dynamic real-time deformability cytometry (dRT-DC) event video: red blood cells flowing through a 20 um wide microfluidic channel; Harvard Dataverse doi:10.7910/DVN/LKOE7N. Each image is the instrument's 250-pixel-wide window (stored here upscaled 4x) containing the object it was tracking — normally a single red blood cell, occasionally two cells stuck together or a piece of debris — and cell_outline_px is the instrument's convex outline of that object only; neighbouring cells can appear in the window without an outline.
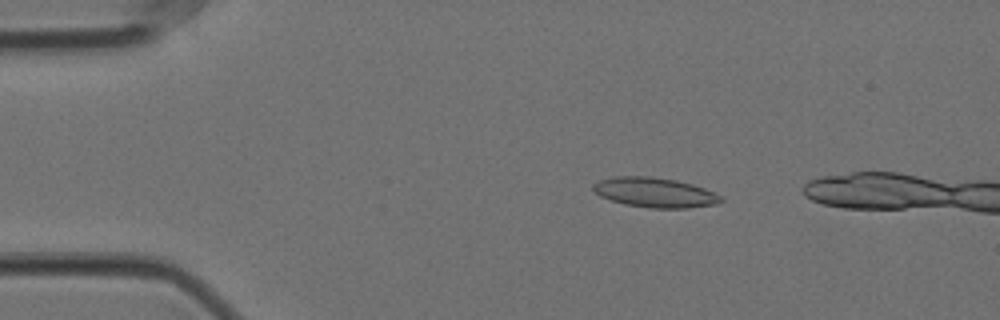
{"species": "Egyptian fruit bat (a non-hibernating species)", "species_latin": "Rousettus aegyptiacus", "temperature_condition": "cold", "stored_images_in_passage": 14, "camera_frame_rate_fps": 3000, "um_per_image_px": 0.085, "animal": {"sex": "female"}, "frame": {"image": 1, "passage_image": 10, "time_ms": 3.0, "image_size_px": [1000, 320], "cell_outline_px": [[724, 200], [716, 204], [688, 208], [652, 208], [624, 204], [600, 196], [592, 188], [592, 184], [600, 180], [612, 176], [648, 176], [676, 180], [692, 184], [704, 188], [720, 196]], "centroid_in_image_um": [55.64, 16.36], "position_along_channel_um": 29.4, "area_um2": 22.08}}